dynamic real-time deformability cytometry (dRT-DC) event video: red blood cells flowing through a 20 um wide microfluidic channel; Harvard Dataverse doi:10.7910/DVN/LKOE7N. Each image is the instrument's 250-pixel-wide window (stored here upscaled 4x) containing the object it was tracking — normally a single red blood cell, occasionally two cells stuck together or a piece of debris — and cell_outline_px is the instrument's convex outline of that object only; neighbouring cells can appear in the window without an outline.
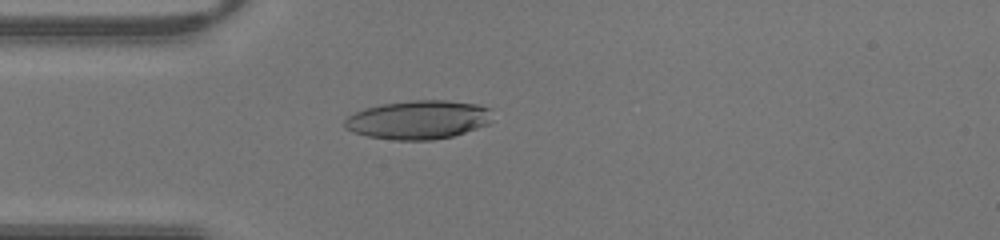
{"species": "human", "species_latin": "Homo sapiens", "temperature_condition": "warm", "stored_images_in_passage": 40, "camera_frame_rate_fps": 3000, "um_per_image_px": 0.085, "donor": {"sex": "male"}, "frame": {"image": 1, "passage_image": 9, "time_ms": 2.667, "image_size_px": [1000, 240], "cell_outline_px": [[492, 120], [488, 124], [452, 136], [432, 140], [396, 140], [368, 136], [352, 132], [344, 128], [344, 120], [348, 116], [364, 108], [380, 104], [412, 100], [448, 100], [476, 104], [492, 108]], "centroid_in_image_um": [35.56, 10.17], "position_along_channel_um": 49.4, "area_um2": 33.52}}
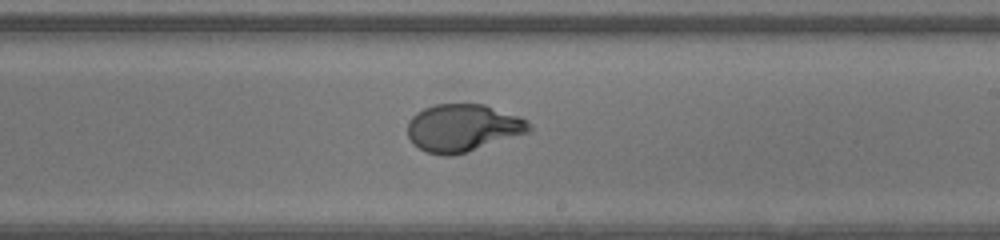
{"frame": {"image": 2, "passage_image": 22, "time_ms": 7.0, "image_size_px": [1000, 240], "cell_outline_px": [[532, 128], [528, 132], [468, 152], [452, 156], [444, 156], [428, 152], [412, 144], [408, 136], [408, 120], [416, 112], [424, 108], [436, 104], [484, 104], [520, 116]], "centroid_in_image_um": [39.3, 10.87], "position_along_channel_um": 249.7, "area_um2": 33.58}}
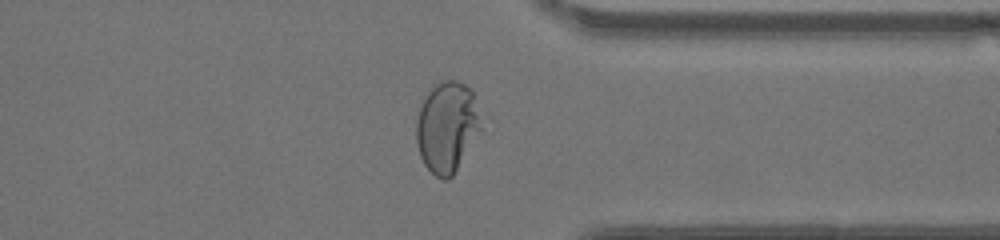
{"frame": {"image": 3, "passage_image": 30, "time_ms": 9.667, "image_size_px": [1000, 240], "cell_outline_px": [[480, 128], [452, 176], [448, 180], [444, 180], [436, 176], [424, 164], [420, 156], [416, 140], [416, 120], [420, 108], [428, 88], [440, 80], [456, 80], [464, 84], [472, 92]], "centroid_in_image_um": [37.92, 10.77], "position_along_channel_um": 373.5, "area_um2": 33.35}}